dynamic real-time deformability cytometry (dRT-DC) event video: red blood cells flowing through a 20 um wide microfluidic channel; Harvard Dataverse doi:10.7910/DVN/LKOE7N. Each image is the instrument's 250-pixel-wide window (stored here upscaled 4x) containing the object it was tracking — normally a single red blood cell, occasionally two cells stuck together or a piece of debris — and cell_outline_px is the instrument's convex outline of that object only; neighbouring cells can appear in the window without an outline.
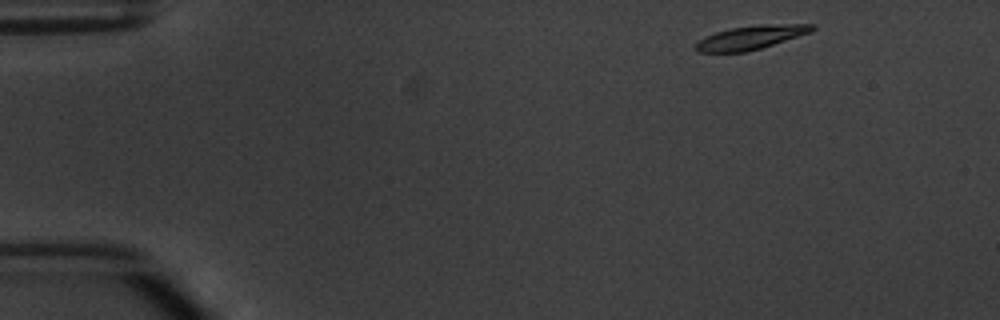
{"species": "common noctule bat (a hibernating species)", "species_latin": "Nyctalus noctula", "temperature_condition": "warm", "stored_images_in_passage": 7, "camera_frame_rate_fps": 3000, "um_per_image_px": 0.085, "animal": {"sex": "male", "body_mass_g": 20.1, "forearm_length_mm": 53.5}, "frame": {"image": 1, "passage_image": 1, "time_ms": 0.0, "image_size_px": [1000, 320], "cell_outline_px": [[816, 28], [812, 32], [760, 48], [744, 52], [696, 52], [692, 48], [700, 40], [716, 32], [732, 28], [760, 24], [816, 24]], "centroid_in_image_um": [63.84, 3.18], "position_along_channel_um": 21.2, "area_um2": 16.01}}
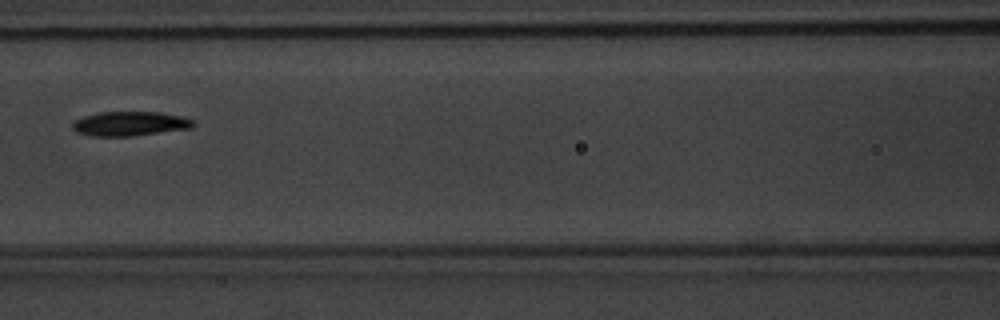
{"frame": {"image": 2, "passage_image": 6, "time_ms": 6.0, "image_size_px": [1000, 320], "cell_outline_px": [[196, 124], [192, 128], [132, 136], [92, 136], [76, 132], [72, 128], [72, 124], [76, 120], [84, 116], [100, 112], [160, 112], [180, 116], [192, 120]], "centroid_in_image_um": [11.04, 10.52], "position_along_channel_um": 155.6, "area_um2": 17.11}}
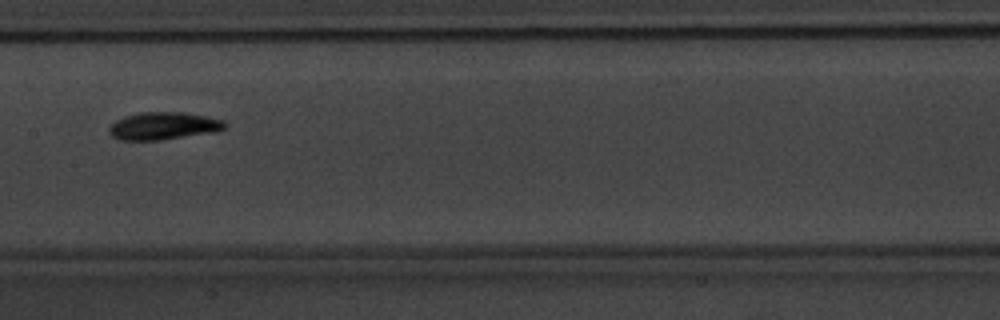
{"frame": {"image": 3, "passage_image": 7, "time_ms": 7.0, "image_size_px": [1000, 320], "cell_outline_px": [[228, 124], [224, 128], [216, 132], [160, 140], [120, 140], [112, 136], [108, 132], [108, 128], [116, 120], [124, 116], [140, 112], [180, 112], [204, 116], [224, 120]], "centroid_in_image_um": [13.88, 10.7], "position_along_channel_um": 193.5, "area_um2": 18.61}}